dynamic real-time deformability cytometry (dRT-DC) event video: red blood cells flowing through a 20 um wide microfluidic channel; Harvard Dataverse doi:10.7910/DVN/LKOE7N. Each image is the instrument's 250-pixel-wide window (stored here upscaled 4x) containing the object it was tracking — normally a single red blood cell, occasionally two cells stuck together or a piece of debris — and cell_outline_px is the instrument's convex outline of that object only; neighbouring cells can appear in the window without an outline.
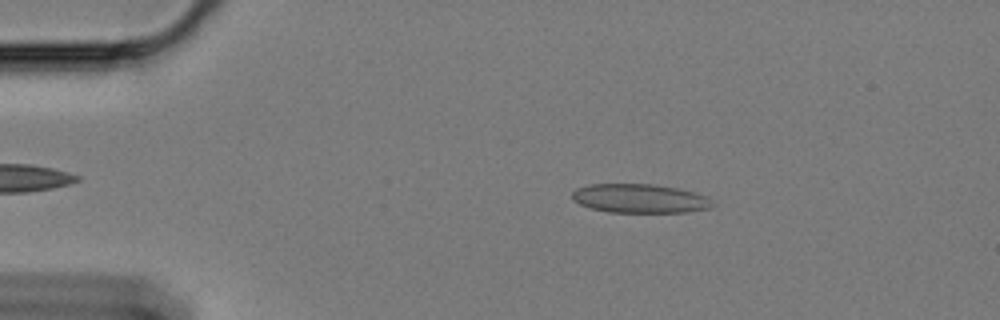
{"species": "Egyptian fruit bat (a non-hibernating species)", "species_latin": "Rousettus aegyptiacus", "temperature_condition": "cold", "stored_images_in_passage": 50, "camera_frame_rate_fps": 3000, "um_per_image_px": 0.085, "animal": {"sex": "female"}, "frame": {"image": 1, "passage_image": 10, "time_ms": 3.0, "image_size_px": [1000, 320], "cell_outline_px": [[716, 204], [712, 208], [684, 212], [612, 212], [592, 208], [580, 204], [572, 200], [572, 192], [576, 188], [588, 184], [652, 184], [676, 188], [708, 196]], "centroid_in_image_um": [54.4, 16.87], "position_along_channel_um": 30.6, "area_um2": 23.7}}
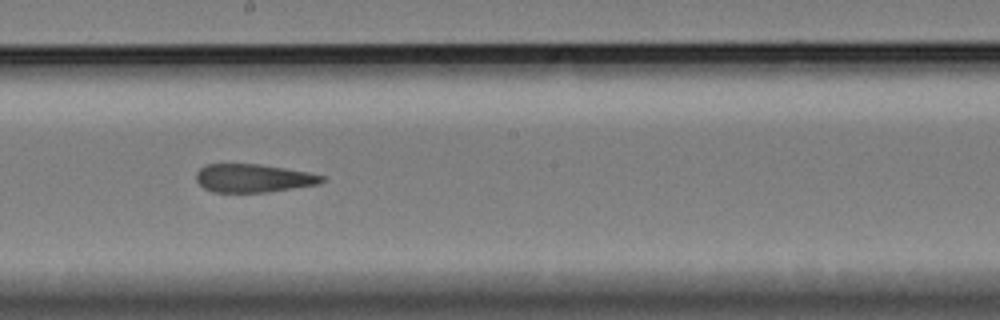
{"frame": {"image": 2, "passage_image": 32, "time_ms": 10.333, "image_size_px": [1000, 320], "cell_outline_px": [[328, 180], [320, 184], [268, 192], [212, 192], [204, 188], [196, 180], [196, 172], [200, 168], [208, 164], [260, 164], [308, 172], [324, 176]], "centroid_in_image_um": [21.56, 15.15], "position_along_channel_um": 226.6, "area_um2": 20.81}}
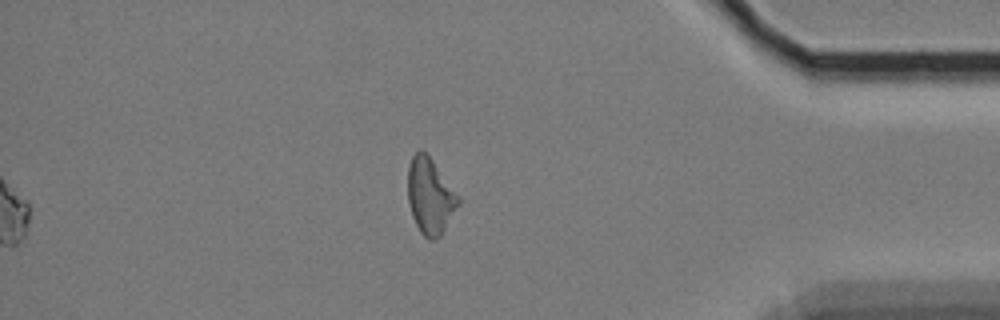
{"frame": {"image": 3, "passage_image": 50, "time_ms": 16.333, "image_size_px": [1000, 320], "cell_outline_px": [[460, 204], [440, 236], [432, 240], [428, 240], [420, 232], [412, 216], [408, 200], [408, 168], [412, 156], [420, 148], [432, 160], [460, 200]], "centroid_in_image_um": [36.54, 16.7], "position_along_channel_um": 398.7, "area_um2": 21.85}, "authors_computed_cell_mechanics": {"area_um2": 22.3108, "velocity_mm_per_s": 3.3775, "shape_relaxation_time_tau1_ms": null, "shape_relaxation_time_tau2_ms": 3.4428, "deformation_change_tau1": null, "deformation_change_tau2": 0.119}}